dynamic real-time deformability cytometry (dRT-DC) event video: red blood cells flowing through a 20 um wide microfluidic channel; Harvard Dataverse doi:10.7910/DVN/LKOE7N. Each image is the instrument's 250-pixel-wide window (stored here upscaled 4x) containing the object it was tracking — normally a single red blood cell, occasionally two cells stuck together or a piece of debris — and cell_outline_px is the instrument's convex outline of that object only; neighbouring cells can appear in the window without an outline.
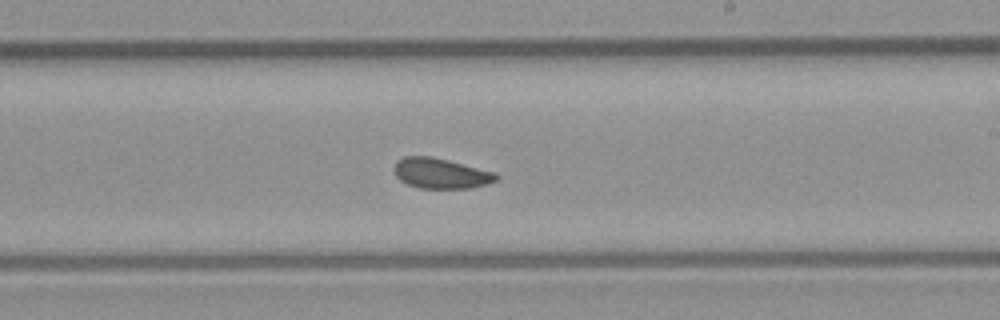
{"species": "common noctule bat (a hibernating species)", "species_latin": "Nyctalus noctula", "temperature_condition": "room temperature", "stored_images_in_passage": 51, "camera_frame_rate_fps": 3000, "um_per_image_px": 0.085, "animal": {"sex": "male", "body_mass_g": 23.1, "forearm_length_mm": 52.7}, "frame": {"image": 1, "passage_image": 30, "time_ms": 9.667, "image_size_px": [1000, 320], "cell_outline_px": [[500, 180], [488, 184], [472, 188], [420, 188], [408, 184], [400, 180], [396, 176], [392, 168], [396, 160], [404, 156], [432, 156], [496, 172], [500, 176]], "centroid_in_image_um": [37.49, 14.73], "position_along_channel_um": 251.5, "area_um2": 18.38}, "authors_computed_cell_mechanics": {"area_um2": 18.5538, "velocity_mm_per_s": 4.0948, "shape_relaxation_time_tau1_ms": null, "shape_relaxation_time_tau2_ms": 1.4009, "deformation_change_tau1": null, "deformation_change_tau2": 0.0631}}